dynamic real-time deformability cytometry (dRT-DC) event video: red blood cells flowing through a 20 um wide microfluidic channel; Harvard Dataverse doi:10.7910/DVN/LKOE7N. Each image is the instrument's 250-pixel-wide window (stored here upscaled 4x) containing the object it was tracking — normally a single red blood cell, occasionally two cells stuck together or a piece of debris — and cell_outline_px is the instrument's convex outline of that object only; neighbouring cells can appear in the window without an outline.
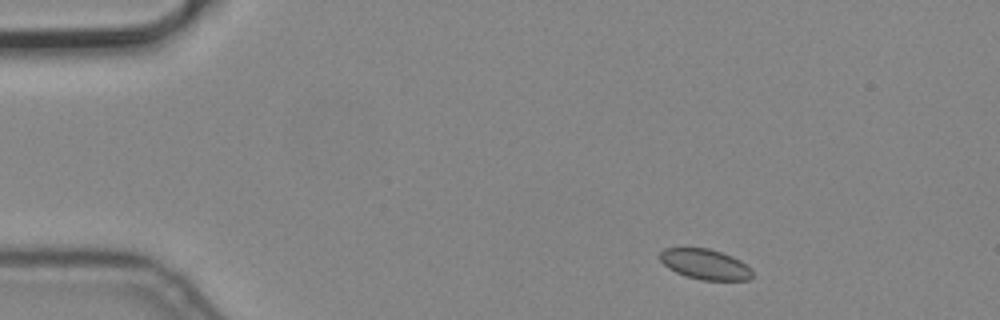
{"species": "common noctule bat (a hibernating species)", "species_latin": "Nyctalus noctula", "temperature_condition": "cold", "stored_images_in_passage": 5, "camera_frame_rate_fps": 3000, "um_per_image_px": 0.085, "animal": {"sex": "male", "body_mass_g": 19.2, "forearm_length_mm": 51.8}, "frame": {"image": 1, "passage_image": 1, "time_ms": 0.0, "image_size_px": [1000, 320], "cell_outline_px": [[752, 276], [748, 280], [700, 280], [684, 276], [668, 268], [660, 260], [660, 252], [664, 248], [708, 248], [732, 256], [740, 260], [752, 268]], "centroid_in_image_um": [59.94, 22.47], "position_along_channel_um": 25.1, "area_um2": 16.42}}
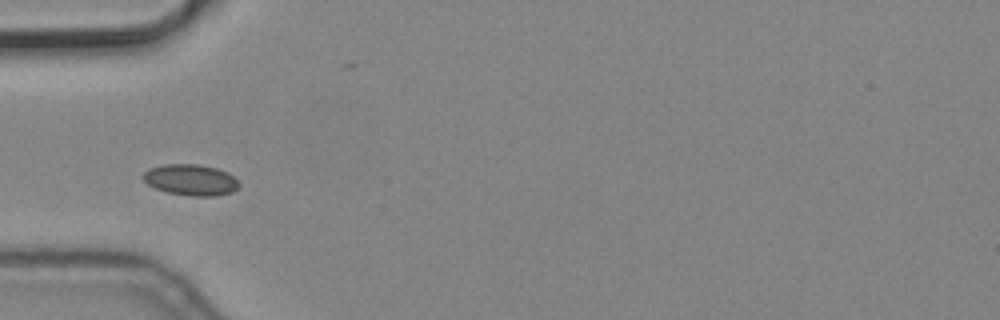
{"frame": {"image": 2, "passage_image": 4, "time_ms": 1.0, "image_size_px": [1000, 320], "cell_outline_px": [[240, 184], [232, 192], [216, 196], [188, 196], [168, 192], [156, 188], [148, 184], [140, 176], [148, 168], [164, 164], [196, 164], [216, 168], [228, 172]], "centroid_in_image_um": [16.19, 15.28], "position_along_channel_um": 68.8, "area_um2": 17.4}}
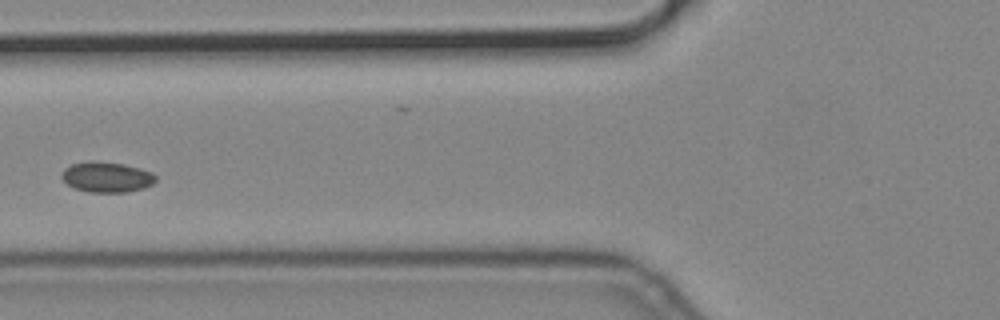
{"frame": {"image": 3, "passage_image": 5, "time_ms": 1.333, "image_size_px": [1000, 320], "cell_outline_px": [[156, 180], [152, 184], [144, 188], [128, 192], [88, 192], [76, 188], [68, 184], [60, 176], [64, 168], [72, 164], [88, 160], [100, 160], [124, 164], [140, 168], [152, 172], [156, 176]], "centroid_in_image_um": [9.07, 15.03], "position_along_channel_um": 116.7, "area_um2": 16.88}}